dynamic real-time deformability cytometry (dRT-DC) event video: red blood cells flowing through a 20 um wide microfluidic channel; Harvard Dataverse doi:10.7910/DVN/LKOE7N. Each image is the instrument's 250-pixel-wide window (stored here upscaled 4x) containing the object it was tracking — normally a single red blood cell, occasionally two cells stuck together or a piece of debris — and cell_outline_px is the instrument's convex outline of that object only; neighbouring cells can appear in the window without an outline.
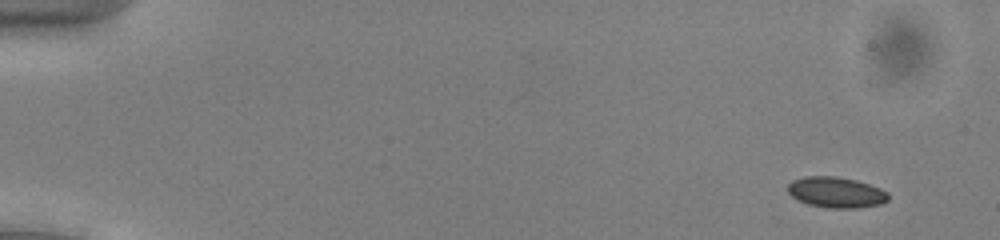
{"species": "common noctule bat (a hibernating species)", "species_latin": "Nyctalus noctula", "temperature_condition": "cold", "stored_images_in_passage": 55, "camera_frame_rate_fps": 3000, "um_per_image_px": 0.085, "animal": {"sex": "male", "body_mass_g": 13.0, "forearm_length_mm": 53.1}, "frame": {"image": 1, "passage_image": 5, "time_ms": 1.333, "image_size_px": [1000, 240], "cell_outline_px": [[888, 200], [880, 204], [856, 208], [828, 208], [808, 204], [792, 196], [788, 192], [788, 184], [792, 180], [804, 176], [836, 176], [856, 180], [880, 188], [888, 192]], "centroid_in_image_um": [71.07, 16.34], "position_along_channel_um": 13.9, "area_um2": 17.98}}
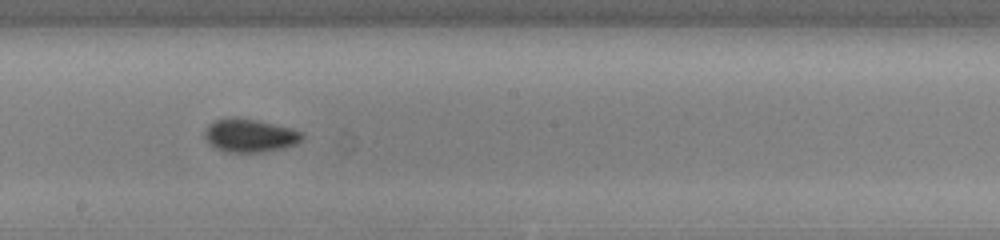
{"frame": {"image": 2, "passage_image": 32, "time_ms": 10.333, "image_size_px": [1000, 240], "cell_outline_px": [[304, 136], [296, 144], [284, 148], [260, 152], [224, 152], [216, 148], [204, 136], [204, 128], [208, 124], [216, 120], [232, 116], [256, 120], [292, 128], [300, 132]], "centroid_in_image_um": [21.21, 11.51], "position_along_channel_um": 227.0, "area_um2": 18.84}}
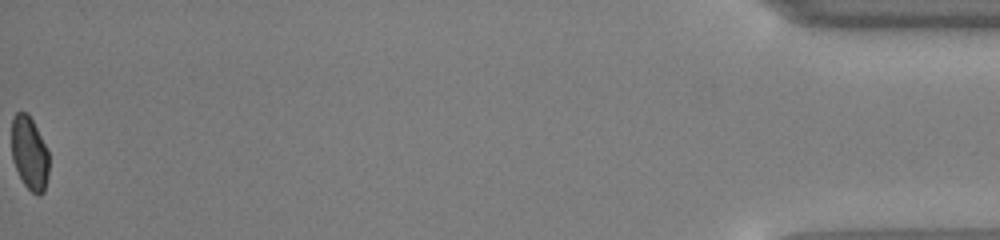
{"frame": {"image": 3, "passage_image": 55, "time_ms": 18.0, "image_size_px": [1000, 240], "cell_outline_px": [[48, 176], [44, 192], [40, 196], [36, 196], [24, 184], [12, 160], [12, 116], [16, 112], [24, 112], [32, 120], [48, 148]], "centroid_in_image_um": [2.51, 13.05], "position_along_channel_um": 432.7, "area_um2": 16.01}, "authors_computed_cell_mechanics": {"area_um2": 17.6868, "velocity_mm_per_s": 3.9112, "shape_relaxation_time_tau1_ms": 2.799, "shape_relaxation_time_tau2_ms": 2.2621, "deformation_change_tau1": 0.0542, "deformation_change_tau2": 0.0511}}